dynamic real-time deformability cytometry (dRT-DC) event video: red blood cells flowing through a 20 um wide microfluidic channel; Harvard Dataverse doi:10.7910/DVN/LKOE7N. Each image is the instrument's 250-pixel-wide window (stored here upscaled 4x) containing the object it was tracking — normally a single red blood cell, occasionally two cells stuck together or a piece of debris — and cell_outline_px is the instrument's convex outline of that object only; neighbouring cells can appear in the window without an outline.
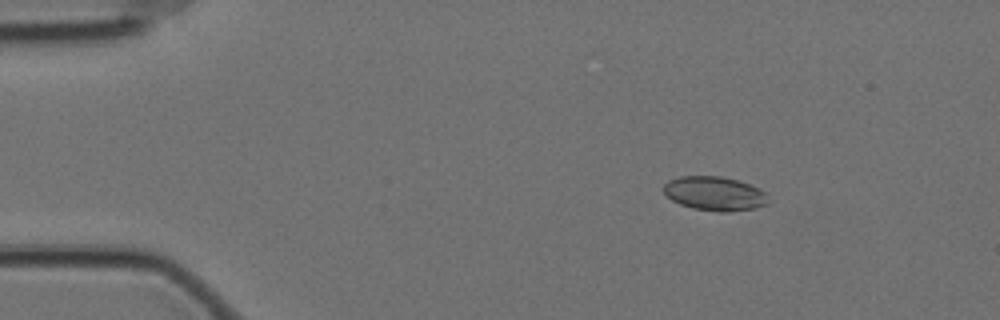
{"species": "Egyptian fruit bat (a non-hibernating species)", "species_latin": "Rousettus aegyptiacus", "temperature_condition": "cold", "stored_images_in_passage": 58, "camera_frame_rate_fps": 3000, "um_per_image_px": 0.085, "animal": {"sex": "female"}, "frame": {"image": 1, "passage_image": 9, "time_ms": 2.667, "image_size_px": [1000, 320], "cell_outline_px": [[768, 204], [752, 208], [728, 212], [720, 212], [692, 208], [680, 204], [672, 200], [664, 192], [664, 184], [668, 180], [680, 176], [720, 176], [736, 180], [760, 188], [764, 192]], "centroid_in_image_um": [60.71, 16.45], "position_along_channel_um": 24.3, "area_um2": 20.58}}
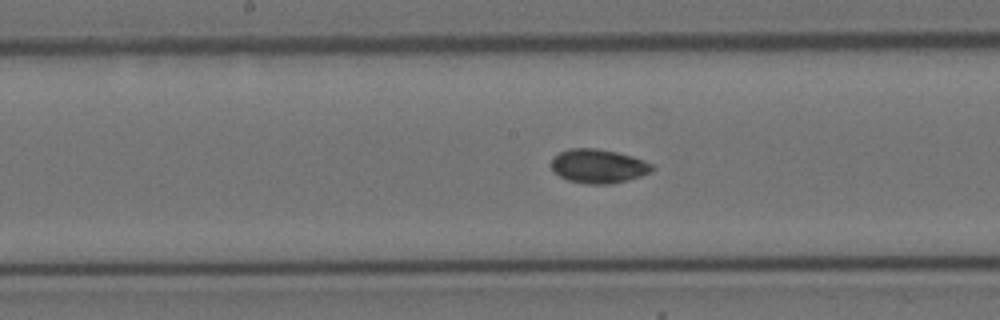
{"frame": {"image": 2, "passage_image": 30, "time_ms": 9.667, "image_size_px": [1000, 320], "cell_outline_px": [[656, 168], [652, 172], [640, 176], [612, 184], [588, 184], [568, 180], [560, 176], [552, 168], [552, 156], [568, 148], [596, 148], [616, 152], [632, 156], [644, 160], [652, 164]], "centroid_in_image_um": [50.88, 14.11], "position_along_channel_um": 197.3, "area_um2": 20.0}}
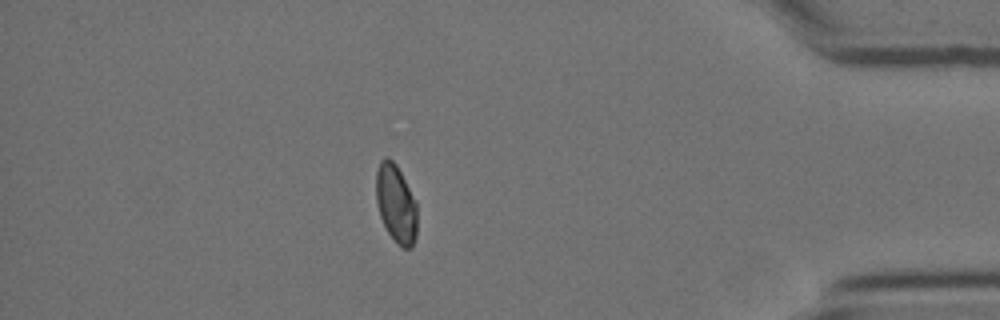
{"frame": {"image": 3, "passage_image": 51, "time_ms": 16.667, "image_size_px": [1000, 320], "cell_outline_px": [[416, 236], [412, 248], [404, 248], [396, 244], [388, 232], [380, 216], [376, 200], [376, 172], [380, 160], [384, 156], [388, 156], [396, 164], [416, 200]], "centroid_in_image_um": [33.65, 17.3], "position_along_channel_um": 401.5, "area_um2": 18.84}, "authors_computed_cell_mechanics": {"area_um2": 19.8543, "velocity_mm_per_s": 3.497, "shape_relaxation_time_tau1_ms": null, "shape_relaxation_time_tau2_ms": 1.5684, "deformation_change_tau1": null, "deformation_change_tau2": 0.0382}}